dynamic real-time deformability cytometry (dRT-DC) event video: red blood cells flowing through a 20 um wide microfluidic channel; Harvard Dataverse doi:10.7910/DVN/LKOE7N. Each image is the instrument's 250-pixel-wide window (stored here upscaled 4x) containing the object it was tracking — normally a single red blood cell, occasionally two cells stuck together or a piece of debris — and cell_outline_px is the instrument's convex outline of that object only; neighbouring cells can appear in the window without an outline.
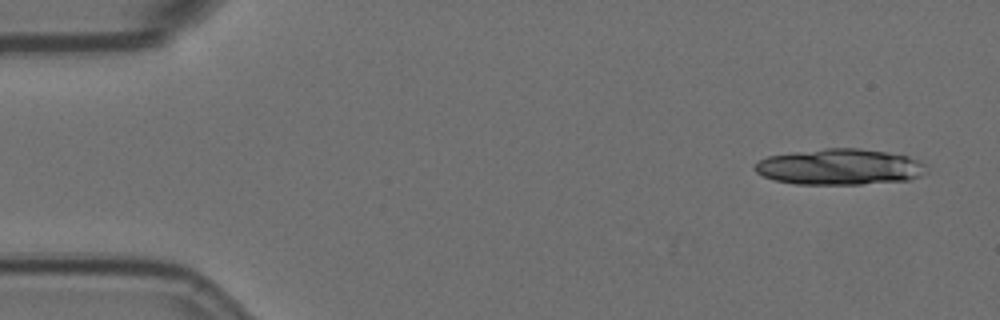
{"species": "Egyptian fruit bat (a non-hibernating species)", "species_latin": "Rousettus aegyptiacus", "temperature_condition": "room temperature", "stored_images_in_passage": 5, "camera_frame_rate_fps": 3000, "um_per_image_px": 0.085, "animal": {"sex": "female"}, "frame": {"image": 1, "passage_image": 1, "time_ms": 0.0, "image_size_px": [1000, 320], "cell_outline_px": [[928, 172], [920, 176], [908, 180], [860, 184], [796, 184], [776, 180], [764, 176], [756, 172], [752, 168], [760, 160], [768, 156], [792, 152], [824, 148], [860, 148], [888, 152], [908, 156], [924, 164]], "centroid_in_image_um": [71.38, 14.18], "position_along_channel_um": 13.6, "area_um2": 35.95}}